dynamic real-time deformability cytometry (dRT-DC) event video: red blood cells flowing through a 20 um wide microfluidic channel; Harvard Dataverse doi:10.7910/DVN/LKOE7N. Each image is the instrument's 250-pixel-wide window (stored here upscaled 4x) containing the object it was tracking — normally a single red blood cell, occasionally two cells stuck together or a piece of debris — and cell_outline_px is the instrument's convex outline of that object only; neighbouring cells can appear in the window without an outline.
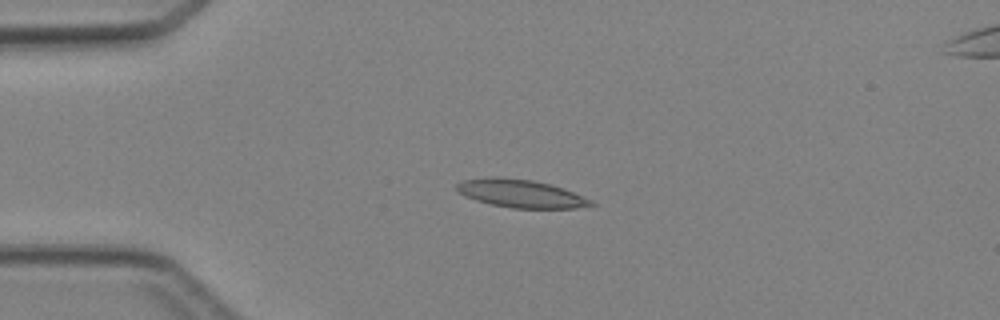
{"species": "Egyptian fruit bat (a non-hibernating species)", "species_latin": "Rousettus aegyptiacus", "temperature_condition": "cold", "stored_images_in_passage": 5, "camera_frame_rate_fps": 3000, "um_per_image_px": 0.085, "animal": {"sex": "female"}, "frame": {"image": 1, "passage_image": 4, "time_ms": 3.667, "image_size_px": [1000, 320], "cell_outline_px": [[596, 204], [572, 208], [512, 208], [492, 204], [476, 200], [464, 196], [456, 188], [456, 184], [464, 180], [488, 176], [500, 176], [532, 180], [564, 188], [592, 200]], "centroid_in_image_um": [44.24, 16.43], "position_along_channel_um": 40.8, "area_um2": 21.85}}